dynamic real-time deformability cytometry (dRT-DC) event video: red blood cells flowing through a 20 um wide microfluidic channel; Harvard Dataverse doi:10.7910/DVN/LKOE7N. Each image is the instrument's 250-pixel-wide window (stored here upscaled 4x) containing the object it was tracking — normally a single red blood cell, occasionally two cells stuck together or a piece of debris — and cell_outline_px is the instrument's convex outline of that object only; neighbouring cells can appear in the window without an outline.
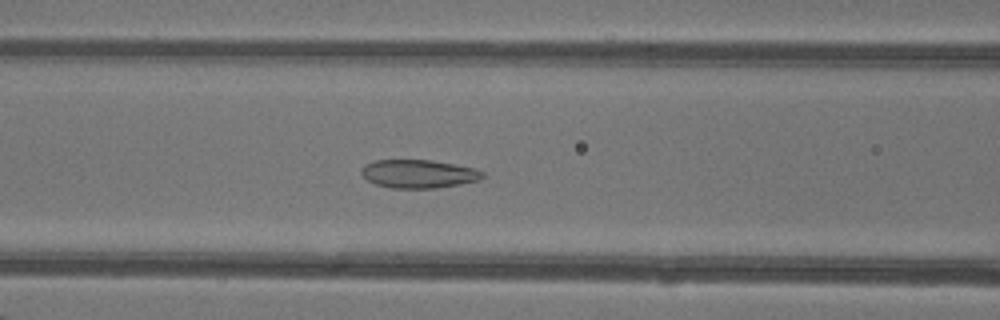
{"species": "common noctule bat (a hibernating species)", "species_latin": "Nyctalus noctula", "temperature_condition": "warm", "stored_images_in_passage": 49, "segment_of_instrument_passage": [1, 2], "camera_frame_rate_fps": 3000, "um_per_image_px": 0.085, "animal": {"sex": "female"}, "frame": {"image": 1, "passage_image": 21, "time_ms": 6.667, "image_size_px": [1000, 320], "cell_outline_px": [[484, 176], [480, 180], [460, 184], [432, 188], [392, 188], [376, 184], [368, 180], [360, 172], [364, 164], [376, 160], [432, 160], [472, 168], [484, 172]], "centroid_in_image_um": [35.56, 14.77], "position_along_channel_um": 131.0, "area_um2": 19.83}}
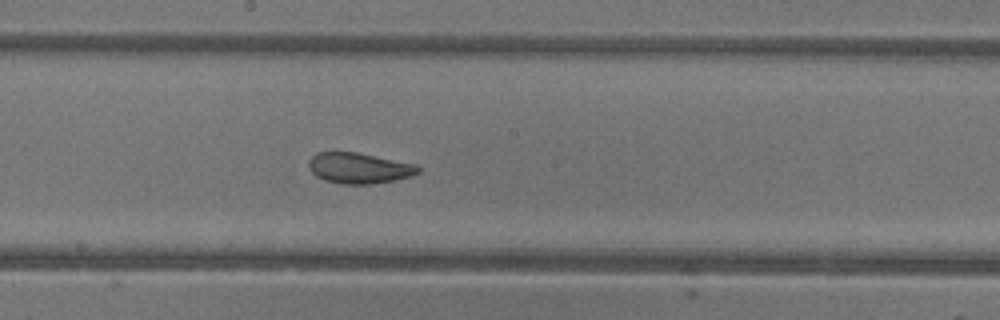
{"frame": {"image": 2, "passage_image": 27, "time_ms": 8.667, "image_size_px": [1000, 320], "cell_outline_px": [[420, 172], [412, 176], [392, 180], [368, 184], [344, 184], [324, 180], [316, 176], [308, 168], [308, 160], [316, 152], [356, 152], [416, 164], [420, 168]], "centroid_in_image_um": [30.49, 14.28], "position_along_channel_um": 217.7, "area_um2": 19.54}}
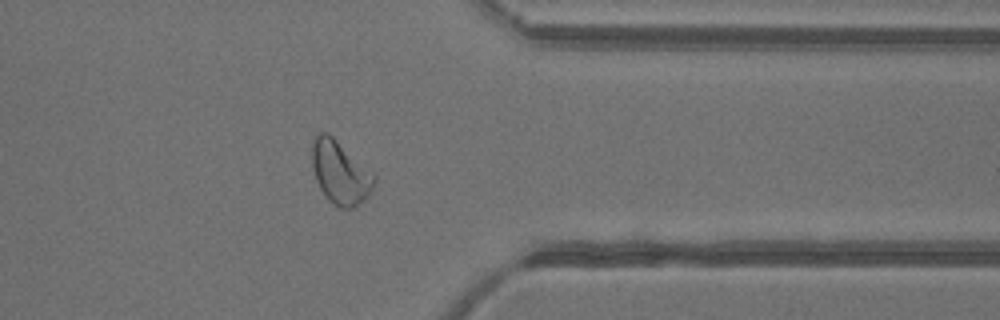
{"frame": {"image": 3, "passage_image": 39, "time_ms": 12.667, "image_size_px": [1000, 320], "cell_outline_px": [[376, 180], [368, 196], [364, 200], [352, 208], [340, 208], [328, 200], [320, 188], [316, 180], [312, 168], [312, 140], [320, 132], [324, 132], [332, 136], [372, 172], [376, 176]], "centroid_in_image_um": [28.9, 14.68], "position_along_channel_um": 382.5, "area_um2": 22.6}}